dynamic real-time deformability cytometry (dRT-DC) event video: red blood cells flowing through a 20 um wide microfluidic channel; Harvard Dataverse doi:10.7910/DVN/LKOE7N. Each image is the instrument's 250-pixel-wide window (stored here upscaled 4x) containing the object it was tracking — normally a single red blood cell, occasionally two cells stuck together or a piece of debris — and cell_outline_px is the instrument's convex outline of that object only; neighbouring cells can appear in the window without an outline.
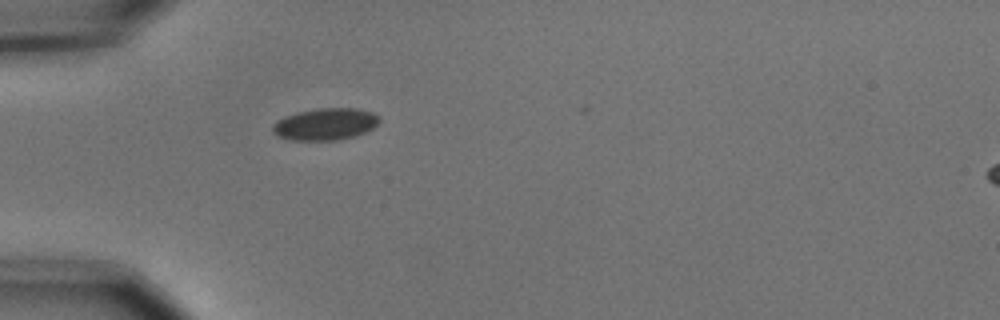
{"species": "common noctule bat (a hibernating species)", "species_latin": "Nyctalus noctula", "temperature_condition": "cold", "stored_images_in_passage": 2, "camera_frame_rate_fps": 3000, "um_per_image_px": 0.085, "animal": {"sex": "male", "body_mass_g": 15.6}, "frame": {"image": 1, "passage_image": 1, "time_ms": 0.0, "image_size_px": [1000, 320], "cell_outline_px": [[380, 120], [372, 128], [356, 136], [336, 140], [288, 140], [272, 132], [272, 124], [276, 120], [284, 116], [296, 112], [316, 108], [356, 108], [372, 112], [380, 116]], "centroid_in_image_um": [27.62, 10.54], "position_along_channel_um": 57.4, "area_um2": 20.0}}